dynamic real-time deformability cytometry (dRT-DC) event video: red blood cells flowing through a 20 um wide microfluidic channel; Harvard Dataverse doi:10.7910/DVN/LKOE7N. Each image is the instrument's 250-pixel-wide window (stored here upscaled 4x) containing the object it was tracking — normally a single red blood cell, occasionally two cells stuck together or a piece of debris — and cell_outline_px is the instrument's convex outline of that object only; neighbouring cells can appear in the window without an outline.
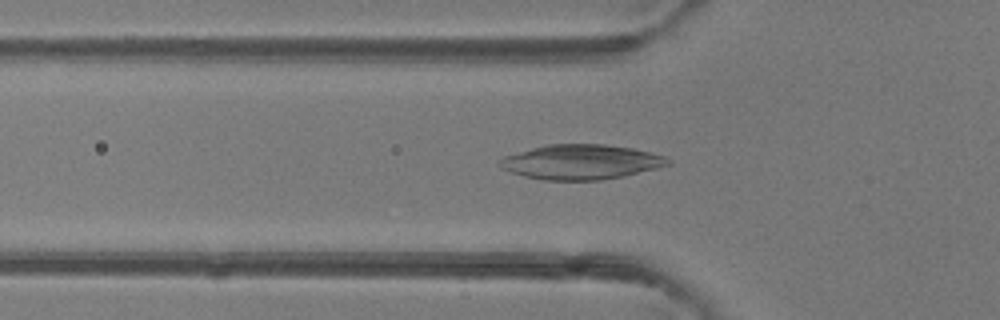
{"species": "common noctule bat (a hibernating species)", "species_latin": "Nyctalus noctula", "temperature_condition": "room temperature", "stored_images_in_passage": 50, "camera_frame_rate_fps": 3000, "um_per_image_px": 0.085, "animal": {"sex": "female"}, "frame": {"image": 1, "passage_image": 17, "time_ms": 5.333, "image_size_px": [1000, 320], "cell_outline_px": [[672, 164], [660, 168], [624, 176], [600, 180], [544, 180], [524, 176], [500, 168], [496, 164], [504, 156], [532, 148], [548, 144], [604, 144], [632, 148], [652, 152], [664, 156], [672, 160]], "centroid_in_image_um": [49.43, 13.77], "position_along_channel_um": 76.4, "area_um2": 34.33}}
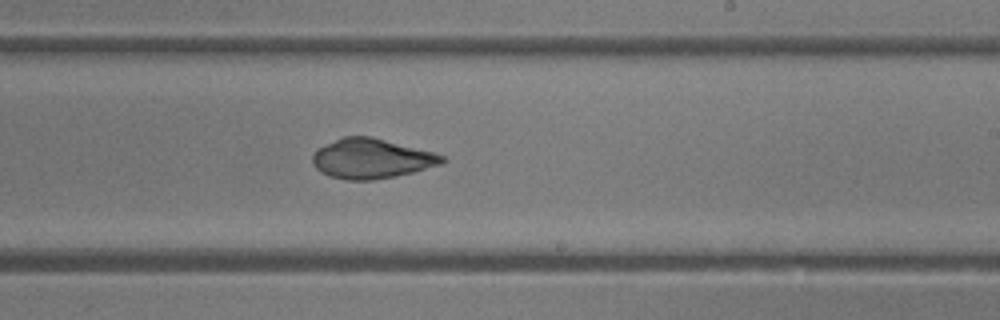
{"frame": {"image": 2, "passage_image": 30, "time_ms": 9.667, "image_size_px": [1000, 320], "cell_outline_px": [[448, 160], [440, 164], [412, 172], [396, 176], [372, 180], [348, 180], [328, 176], [320, 172], [312, 164], [312, 156], [316, 148], [344, 136], [372, 136], [432, 152], [444, 156]], "centroid_in_image_um": [31.53, 13.48], "position_along_channel_um": 257.5, "area_um2": 30.06}}
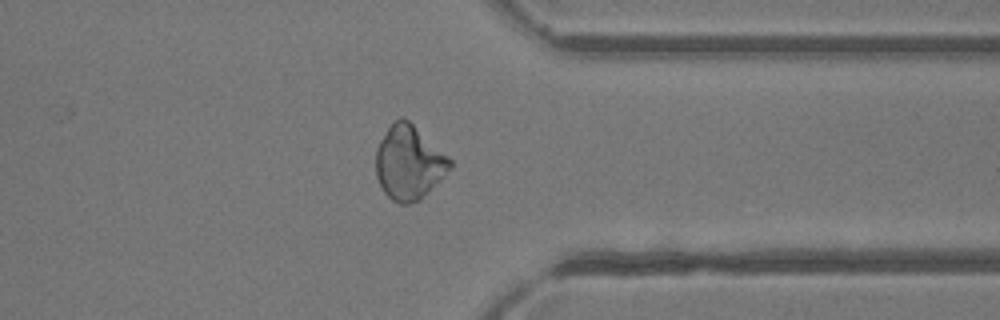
{"frame": {"image": 3, "passage_image": 39, "time_ms": 12.667, "image_size_px": [1000, 320], "cell_outline_px": [[452, 168], [420, 200], [408, 204], [400, 204], [392, 200], [384, 192], [376, 176], [376, 148], [380, 140], [392, 120], [400, 116], [408, 120], [448, 156], [452, 160]], "centroid_in_image_um": [34.75, 13.82], "position_along_channel_um": 376.7, "area_um2": 31.96}}